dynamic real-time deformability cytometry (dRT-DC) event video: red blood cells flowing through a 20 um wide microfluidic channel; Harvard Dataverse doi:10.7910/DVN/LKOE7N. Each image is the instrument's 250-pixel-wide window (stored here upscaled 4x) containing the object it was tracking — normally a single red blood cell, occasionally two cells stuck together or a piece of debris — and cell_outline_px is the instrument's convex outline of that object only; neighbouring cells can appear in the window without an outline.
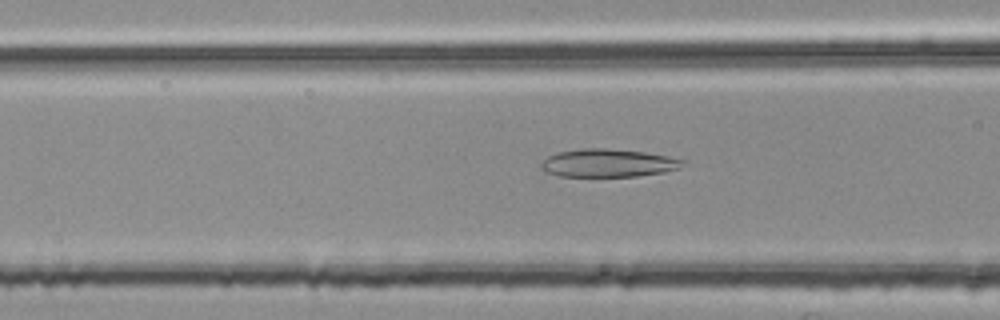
{"species": "common noctule bat (a hibernating species)", "species_latin": "Nyctalus noctula", "temperature_condition": "room temperature", "stored_images_in_passage": 38, "camera_frame_rate_fps": 3000, "um_per_image_px": 0.085, "animal": {"sex": "female", "body_mass_g": 25.1}, "frame": {"image": 1, "passage_image": 11, "time_ms": 3.333, "image_size_px": [1000, 320], "cell_outline_px": [[684, 164], [680, 168], [664, 172], [636, 176], [560, 176], [544, 172], [540, 168], [540, 164], [548, 156], [556, 152], [584, 148], [608, 148], [644, 152], [668, 156], [684, 160]], "centroid_in_image_um": [51.66, 13.85], "position_along_channel_um": 114.9, "area_um2": 23.18}}
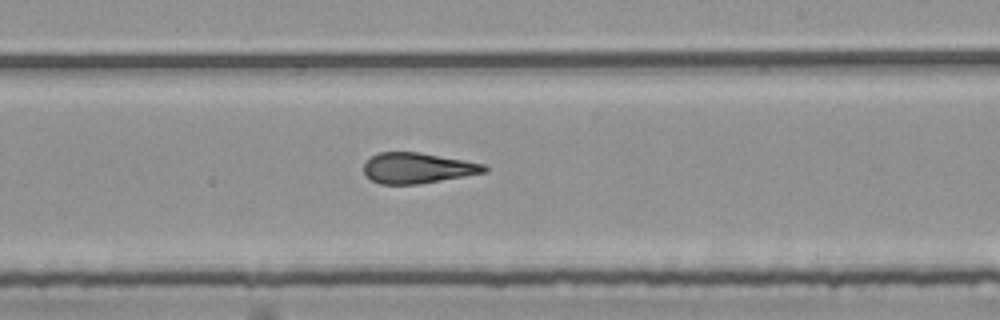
{"frame": {"image": 2, "passage_image": 22, "time_ms": 7.0, "image_size_px": [1000, 320], "cell_outline_px": [[488, 172], [420, 184], [380, 184], [364, 176], [364, 164], [372, 156], [380, 152], [420, 152], [464, 160], [484, 164], [488, 168]], "centroid_in_image_um": [35.5, 14.29], "position_along_channel_um": 253.5, "area_um2": 21.56}}
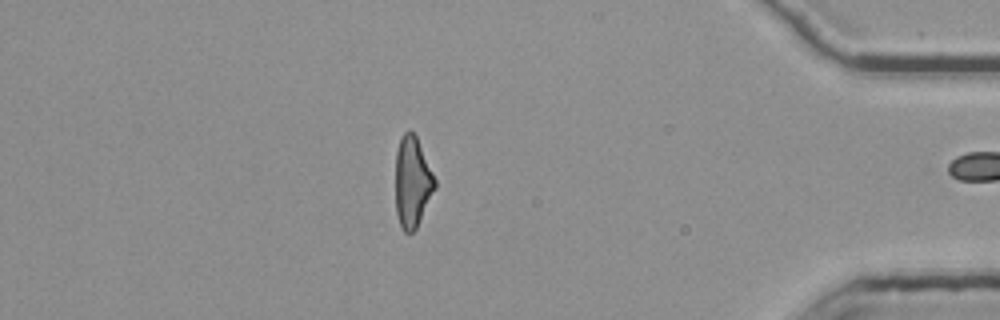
{"frame": {"image": 3, "passage_image": 37, "time_ms": 12.0, "image_size_px": [1000, 320], "cell_outline_px": [[436, 188], [416, 228], [412, 232], [404, 232], [400, 224], [396, 212], [396, 152], [400, 140], [404, 132], [408, 128], [416, 136], [436, 180]], "centroid_in_image_um": [35.05, 15.47], "position_along_channel_um": 400.1, "area_um2": 20.63}, "authors_computed_cell_mechanics": {"area_um2": 22.3686, "velocity_mm_per_s": 3.7864, "shape_relaxation_time_tau1_ms": null, "shape_relaxation_time_tau2_ms": 3.1951, "deformation_change_tau1": null, "deformation_change_tau2": 0.145}}